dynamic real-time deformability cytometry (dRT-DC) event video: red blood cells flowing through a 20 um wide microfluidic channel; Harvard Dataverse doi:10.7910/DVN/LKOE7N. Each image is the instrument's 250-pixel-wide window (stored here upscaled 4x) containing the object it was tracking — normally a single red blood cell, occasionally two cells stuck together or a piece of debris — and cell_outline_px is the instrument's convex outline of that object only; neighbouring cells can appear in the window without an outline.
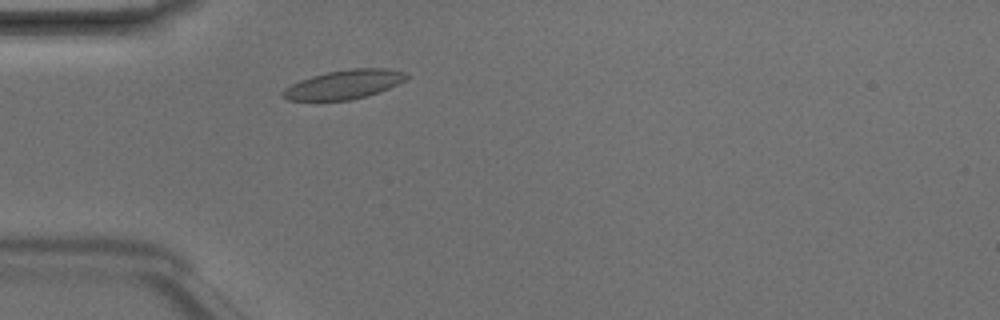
{"species": "Egyptian fruit bat (a non-hibernating species)", "species_latin": "Rousettus aegyptiacus", "temperature_condition": "room temperature", "stored_images_in_passage": 2, "camera_frame_rate_fps": 3000, "um_per_image_px": 0.085, "animal": {"sex": "male"}, "frame": {"image": 1, "passage_image": 2, "time_ms": 0.333, "image_size_px": [1000, 320], "cell_outline_px": [[408, 76], [404, 80], [380, 92], [368, 96], [348, 100], [288, 100], [280, 96], [280, 92], [284, 88], [300, 80], [312, 76], [328, 72], [352, 68], [388, 68], [408, 72]], "centroid_in_image_um": [29.24, 7.18], "position_along_channel_um": 55.8, "area_um2": 20.92}}